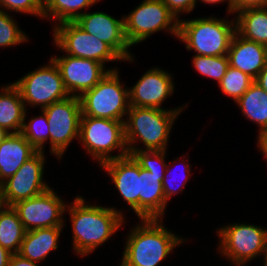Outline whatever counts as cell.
I'll return each mask as SVG.
<instances>
[{
    "mask_svg": "<svg viewBox=\"0 0 267 266\" xmlns=\"http://www.w3.org/2000/svg\"><path fill=\"white\" fill-rule=\"evenodd\" d=\"M244 118L258 125V133L267 131V92L253 83L235 103Z\"/></svg>",
    "mask_w": 267,
    "mask_h": 266,
    "instance_id": "cell-24",
    "label": "cell"
},
{
    "mask_svg": "<svg viewBox=\"0 0 267 266\" xmlns=\"http://www.w3.org/2000/svg\"><path fill=\"white\" fill-rule=\"evenodd\" d=\"M78 194L67 204L72 231V249L78 257H86L105 244L125 223L124 210L115 207L86 204Z\"/></svg>",
    "mask_w": 267,
    "mask_h": 266,
    "instance_id": "cell-1",
    "label": "cell"
},
{
    "mask_svg": "<svg viewBox=\"0 0 267 266\" xmlns=\"http://www.w3.org/2000/svg\"><path fill=\"white\" fill-rule=\"evenodd\" d=\"M5 206L3 201L2 184H0V210Z\"/></svg>",
    "mask_w": 267,
    "mask_h": 266,
    "instance_id": "cell-41",
    "label": "cell"
},
{
    "mask_svg": "<svg viewBox=\"0 0 267 266\" xmlns=\"http://www.w3.org/2000/svg\"><path fill=\"white\" fill-rule=\"evenodd\" d=\"M12 254L9 250L0 246V266H8Z\"/></svg>",
    "mask_w": 267,
    "mask_h": 266,
    "instance_id": "cell-39",
    "label": "cell"
},
{
    "mask_svg": "<svg viewBox=\"0 0 267 266\" xmlns=\"http://www.w3.org/2000/svg\"><path fill=\"white\" fill-rule=\"evenodd\" d=\"M52 28L53 43L62 53L92 59L104 66L106 62H124L109 45L85 32L74 21L61 22Z\"/></svg>",
    "mask_w": 267,
    "mask_h": 266,
    "instance_id": "cell-11",
    "label": "cell"
},
{
    "mask_svg": "<svg viewBox=\"0 0 267 266\" xmlns=\"http://www.w3.org/2000/svg\"><path fill=\"white\" fill-rule=\"evenodd\" d=\"M167 150H138L130 155L140 166L139 219H163L168 203L162 181L166 170Z\"/></svg>",
    "mask_w": 267,
    "mask_h": 266,
    "instance_id": "cell-5",
    "label": "cell"
},
{
    "mask_svg": "<svg viewBox=\"0 0 267 266\" xmlns=\"http://www.w3.org/2000/svg\"><path fill=\"white\" fill-rule=\"evenodd\" d=\"M74 22L85 32L109 45L124 62L135 61L124 33V16L116 19L105 12L93 11L82 14Z\"/></svg>",
    "mask_w": 267,
    "mask_h": 266,
    "instance_id": "cell-17",
    "label": "cell"
},
{
    "mask_svg": "<svg viewBox=\"0 0 267 266\" xmlns=\"http://www.w3.org/2000/svg\"><path fill=\"white\" fill-rule=\"evenodd\" d=\"M236 32L267 47V7H249L235 13Z\"/></svg>",
    "mask_w": 267,
    "mask_h": 266,
    "instance_id": "cell-23",
    "label": "cell"
},
{
    "mask_svg": "<svg viewBox=\"0 0 267 266\" xmlns=\"http://www.w3.org/2000/svg\"><path fill=\"white\" fill-rule=\"evenodd\" d=\"M26 110L18 88L12 82L0 87V129L5 133H21Z\"/></svg>",
    "mask_w": 267,
    "mask_h": 266,
    "instance_id": "cell-22",
    "label": "cell"
},
{
    "mask_svg": "<svg viewBox=\"0 0 267 266\" xmlns=\"http://www.w3.org/2000/svg\"><path fill=\"white\" fill-rule=\"evenodd\" d=\"M119 71L111 70L92 89L79 98L82 116L125 121L129 110V88L119 78Z\"/></svg>",
    "mask_w": 267,
    "mask_h": 266,
    "instance_id": "cell-7",
    "label": "cell"
},
{
    "mask_svg": "<svg viewBox=\"0 0 267 266\" xmlns=\"http://www.w3.org/2000/svg\"><path fill=\"white\" fill-rule=\"evenodd\" d=\"M101 0H43V19L53 26L65 21H75L79 16L86 13L87 9L96 5ZM83 10V12H82ZM85 10V11H84Z\"/></svg>",
    "mask_w": 267,
    "mask_h": 266,
    "instance_id": "cell-25",
    "label": "cell"
},
{
    "mask_svg": "<svg viewBox=\"0 0 267 266\" xmlns=\"http://www.w3.org/2000/svg\"><path fill=\"white\" fill-rule=\"evenodd\" d=\"M186 159L183 160V159ZM179 160H181L179 162ZM189 157L186 155H181V157L174 159L173 161H168L167 166H166V170L164 173V178L162 181V185H163V194L165 197V200L167 203H169V200L175 196L178 193H183V189L186 186V183L188 182V180L190 179L191 175V164H189ZM172 162V163H171ZM178 162V165L177 163ZM180 165L179 167V164ZM174 165V170L172 167V165ZM175 167H179V173H178V169L175 170ZM183 168V169H182ZM177 173V175H176ZM181 174V175H180ZM179 175V176H178ZM180 179V180H179ZM180 181V182H179Z\"/></svg>",
    "mask_w": 267,
    "mask_h": 266,
    "instance_id": "cell-27",
    "label": "cell"
},
{
    "mask_svg": "<svg viewBox=\"0 0 267 266\" xmlns=\"http://www.w3.org/2000/svg\"><path fill=\"white\" fill-rule=\"evenodd\" d=\"M65 227H48L26 231L19 254L33 262L41 263L59 247L61 232Z\"/></svg>",
    "mask_w": 267,
    "mask_h": 266,
    "instance_id": "cell-21",
    "label": "cell"
},
{
    "mask_svg": "<svg viewBox=\"0 0 267 266\" xmlns=\"http://www.w3.org/2000/svg\"><path fill=\"white\" fill-rule=\"evenodd\" d=\"M100 167L111 177V182L122 199L139 218V164L128 154L106 161Z\"/></svg>",
    "mask_w": 267,
    "mask_h": 266,
    "instance_id": "cell-18",
    "label": "cell"
},
{
    "mask_svg": "<svg viewBox=\"0 0 267 266\" xmlns=\"http://www.w3.org/2000/svg\"><path fill=\"white\" fill-rule=\"evenodd\" d=\"M254 82L267 92V63L259 75L254 79Z\"/></svg>",
    "mask_w": 267,
    "mask_h": 266,
    "instance_id": "cell-38",
    "label": "cell"
},
{
    "mask_svg": "<svg viewBox=\"0 0 267 266\" xmlns=\"http://www.w3.org/2000/svg\"><path fill=\"white\" fill-rule=\"evenodd\" d=\"M36 152L21 133H6L0 141V184L13 176Z\"/></svg>",
    "mask_w": 267,
    "mask_h": 266,
    "instance_id": "cell-20",
    "label": "cell"
},
{
    "mask_svg": "<svg viewBox=\"0 0 267 266\" xmlns=\"http://www.w3.org/2000/svg\"><path fill=\"white\" fill-rule=\"evenodd\" d=\"M45 157V152L37 151L13 176L2 183L5 206L38 196L50 188L43 178Z\"/></svg>",
    "mask_w": 267,
    "mask_h": 266,
    "instance_id": "cell-14",
    "label": "cell"
},
{
    "mask_svg": "<svg viewBox=\"0 0 267 266\" xmlns=\"http://www.w3.org/2000/svg\"><path fill=\"white\" fill-rule=\"evenodd\" d=\"M25 234L17 212L12 206H4L0 210V246L13 254L18 253Z\"/></svg>",
    "mask_w": 267,
    "mask_h": 266,
    "instance_id": "cell-26",
    "label": "cell"
},
{
    "mask_svg": "<svg viewBox=\"0 0 267 266\" xmlns=\"http://www.w3.org/2000/svg\"><path fill=\"white\" fill-rule=\"evenodd\" d=\"M164 219H140L126 236L119 266H159L187 238L163 225Z\"/></svg>",
    "mask_w": 267,
    "mask_h": 266,
    "instance_id": "cell-2",
    "label": "cell"
},
{
    "mask_svg": "<svg viewBox=\"0 0 267 266\" xmlns=\"http://www.w3.org/2000/svg\"><path fill=\"white\" fill-rule=\"evenodd\" d=\"M249 7H267V0H234V15L237 11Z\"/></svg>",
    "mask_w": 267,
    "mask_h": 266,
    "instance_id": "cell-34",
    "label": "cell"
},
{
    "mask_svg": "<svg viewBox=\"0 0 267 266\" xmlns=\"http://www.w3.org/2000/svg\"><path fill=\"white\" fill-rule=\"evenodd\" d=\"M229 66L255 79L267 63V47L234 33L227 52Z\"/></svg>",
    "mask_w": 267,
    "mask_h": 266,
    "instance_id": "cell-19",
    "label": "cell"
},
{
    "mask_svg": "<svg viewBox=\"0 0 267 266\" xmlns=\"http://www.w3.org/2000/svg\"><path fill=\"white\" fill-rule=\"evenodd\" d=\"M198 2H202L205 4H219L223 2L227 3V15H233L234 14V0H197Z\"/></svg>",
    "mask_w": 267,
    "mask_h": 266,
    "instance_id": "cell-37",
    "label": "cell"
},
{
    "mask_svg": "<svg viewBox=\"0 0 267 266\" xmlns=\"http://www.w3.org/2000/svg\"><path fill=\"white\" fill-rule=\"evenodd\" d=\"M179 21L162 0H142L130 13L124 15V33L132 47L160 31L178 38Z\"/></svg>",
    "mask_w": 267,
    "mask_h": 266,
    "instance_id": "cell-9",
    "label": "cell"
},
{
    "mask_svg": "<svg viewBox=\"0 0 267 266\" xmlns=\"http://www.w3.org/2000/svg\"><path fill=\"white\" fill-rule=\"evenodd\" d=\"M194 69L204 77L214 79L217 84L224 77L229 67L227 55L221 56H201L194 55L192 58Z\"/></svg>",
    "mask_w": 267,
    "mask_h": 266,
    "instance_id": "cell-30",
    "label": "cell"
},
{
    "mask_svg": "<svg viewBox=\"0 0 267 266\" xmlns=\"http://www.w3.org/2000/svg\"><path fill=\"white\" fill-rule=\"evenodd\" d=\"M216 234L219 239L216 250L233 266H246L257 257L261 259L267 228L238 222L220 226Z\"/></svg>",
    "mask_w": 267,
    "mask_h": 266,
    "instance_id": "cell-8",
    "label": "cell"
},
{
    "mask_svg": "<svg viewBox=\"0 0 267 266\" xmlns=\"http://www.w3.org/2000/svg\"><path fill=\"white\" fill-rule=\"evenodd\" d=\"M67 203L50 187L38 196L16 202L12 207L26 231H30L39 228L64 227Z\"/></svg>",
    "mask_w": 267,
    "mask_h": 266,
    "instance_id": "cell-13",
    "label": "cell"
},
{
    "mask_svg": "<svg viewBox=\"0 0 267 266\" xmlns=\"http://www.w3.org/2000/svg\"><path fill=\"white\" fill-rule=\"evenodd\" d=\"M263 266H267V238H266V241H265V246H264V249H263Z\"/></svg>",
    "mask_w": 267,
    "mask_h": 266,
    "instance_id": "cell-40",
    "label": "cell"
},
{
    "mask_svg": "<svg viewBox=\"0 0 267 266\" xmlns=\"http://www.w3.org/2000/svg\"><path fill=\"white\" fill-rule=\"evenodd\" d=\"M29 37L20 29L15 18L9 12L0 10V48H9L27 42Z\"/></svg>",
    "mask_w": 267,
    "mask_h": 266,
    "instance_id": "cell-31",
    "label": "cell"
},
{
    "mask_svg": "<svg viewBox=\"0 0 267 266\" xmlns=\"http://www.w3.org/2000/svg\"><path fill=\"white\" fill-rule=\"evenodd\" d=\"M236 32V20L207 16L180 19L178 40L185 44L186 50L195 55H227L231 39Z\"/></svg>",
    "mask_w": 267,
    "mask_h": 266,
    "instance_id": "cell-4",
    "label": "cell"
},
{
    "mask_svg": "<svg viewBox=\"0 0 267 266\" xmlns=\"http://www.w3.org/2000/svg\"><path fill=\"white\" fill-rule=\"evenodd\" d=\"M5 135L6 133L2 129H0V141Z\"/></svg>",
    "mask_w": 267,
    "mask_h": 266,
    "instance_id": "cell-42",
    "label": "cell"
},
{
    "mask_svg": "<svg viewBox=\"0 0 267 266\" xmlns=\"http://www.w3.org/2000/svg\"><path fill=\"white\" fill-rule=\"evenodd\" d=\"M180 113L182 111L129 107L124 121L128 154L138 150H167L171 129ZM139 142L143 143L142 147L138 146Z\"/></svg>",
    "mask_w": 267,
    "mask_h": 266,
    "instance_id": "cell-3",
    "label": "cell"
},
{
    "mask_svg": "<svg viewBox=\"0 0 267 266\" xmlns=\"http://www.w3.org/2000/svg\"><path fill=\"white\" fill-rule=\"evenodd\" d=\"M257 148L260 154L264 156L267 162V131L257 135Z\"/></svg>",
    "mask_w": 267,
    "mask_h": 266,
    "instance_id": "cell-36",
    "label": "cell"
},
{
    "mask_svg": "<svg viewBox=\"0 0 267 266\" xmlns=\"http://www.w3.org/2000/svg\"><path fill=\"white\" fill-rule=\"evenodd\" d=\"M27 111L28 110L25 112L21 134L37 151L45 152V144L47 141L50 145V132L47 116L40 110L41 112L38 116L27 119V115H29Z\"/></svg>",
    "mask_w": 267,
    "mask_h": 266,
    "instance_id": "cell-28",
    "label": "cell"
},
{
    "mask_svg": "<svg viewBox=\"0 0 267 266\" xmlns=\"http://www.w3.org/2000/svg\"><path fill=\"white\" fill-rule=\"evenodd\" d=\"M39 263L21 257L19 254H12L8 266H39Z\"/></svg>",
    "mask_w": 267,
    "mask_h": 266,
    "instance_id": "cell-35",
    "label": "cell"
},
{
    "mask_svg": "<svg viewBox=\"0 0 267 266\" xmlns=\"http://www.w3.org/2000/svg\"><path fill=\"white\" fill-rule=\"evenodd\" d=\"M254 83V79L237 68L229 66L224 77L218 83L222 94L231 97L234 103Z\"/></svg>",
    "mask_w": 267,
    "mask_h": 266,
    "instance_id": "cell-29",
    "label": "cell"
},
{
    "mask_svg": "<svg viewBox=\"0 0 267 266\" xmlns=\"http://www.w3.org/2000/svg\"><path fill=\"white\" fill-rule=\"evenodd\" d=\"M170 72L160 67H150L138 79L136 84L129 88L130 107L156 108L172 111H184L186 105L177 108H164L162 104L168 97H171L176 89Z\"/></svg>",
    "mask_w": 267,
    "mask_h": 266,
    "instance_id": "cell-15",
    "label": "cell"
},
{
    "mask_svg": "<svg viewBox=\"0 0 267 266\" xmlns=\"http://www.w3.org/2000/svg\"><path fill=\"white\" fill-rule=\"evenodd\" d=\"M58 66L65 88L70 96L80 97L85 91L92 89L111 70L103 64L92 60L77 58L63 54L51 57ZM106 67V69H105Z\"/></svg>",
    "mask_w": 267,
    "mask_h": 266,
    "instance_id": "cell-16",
    "label": "cell"
},
{
    "mask_svg": "<svg viewBox=\"0 0 267 266\" xmlns=\"http://www.w3.org/2000/svg\"><path fill=\"white\" fill-rule=\"evenodd\" d=\"M41 110L46 114L49 125V152L60 160L72 141H79L82 116L80 98L69 96Z\"/></svg>",
    "mask_w": 267,
    "mask_h": 266,
    "instance_id": "cell-12",
    "label": "cell"
},
{
    "mask_svg": "<svg viewBox=\"0 0 267 266\" xmlns=\"http://www.w3.org/2000/svg\"><path fill=\"white\" fill-rule=\"evenodd\" d=\"M0 10L33 15L43 20V0H0Z\"/></svg>",
    "mask_w": 267,
    "mask_h": 266,
    "instance_id": "cell-32",
    "label": "cell"
},
{
    "mask_svg": "<svg viewBox=\"0 0 267 266\" xmlns=\"http://www.w3.org/2000/svg\"><path fill=\"white\" fill-rule=\"evenodd\" d=\"M164 4L169 8V11L176 17L179 21L183 15L195 9L197 0H162ZM185 13V14H184ZM181 15V16H180Z\"/></svg>",
    "mask_w": 267,
    "mask_h": 266,
    "instance_id": "cell-33",
    "label": "cell"
},
{
    "mask_svg": "<svg viewBox=\"0 0 267 266\" xmlns=\"http://www.w3.org/2000/svg\"><path fill=\"white\" fill-rule=\"evenodd\" d=\"M49 63L37 67L12 83L18 88L26 109H41L69 97L60 70L52 58Z\"/></svg>",
    "mask_w": 267,
    "mask_h": 266,
    "instance_id": "cell-10",
    "label": "cell"
},
{
    "mask_svg": "<svg viewBox=\"0 0 267 266\" xmlns=\"http://www.w3.org/2000/svg\"><path fill=\"white\" fill-rule=\"evenodd\" d=\"M78 142L99 166L128 155L123 121L81 116Z\"/></svg>",
    "mask_w": 267,
    "mask_h": 266,
    "instance_id": "cell-6",
    "label": "cell"
}]
</instances>
